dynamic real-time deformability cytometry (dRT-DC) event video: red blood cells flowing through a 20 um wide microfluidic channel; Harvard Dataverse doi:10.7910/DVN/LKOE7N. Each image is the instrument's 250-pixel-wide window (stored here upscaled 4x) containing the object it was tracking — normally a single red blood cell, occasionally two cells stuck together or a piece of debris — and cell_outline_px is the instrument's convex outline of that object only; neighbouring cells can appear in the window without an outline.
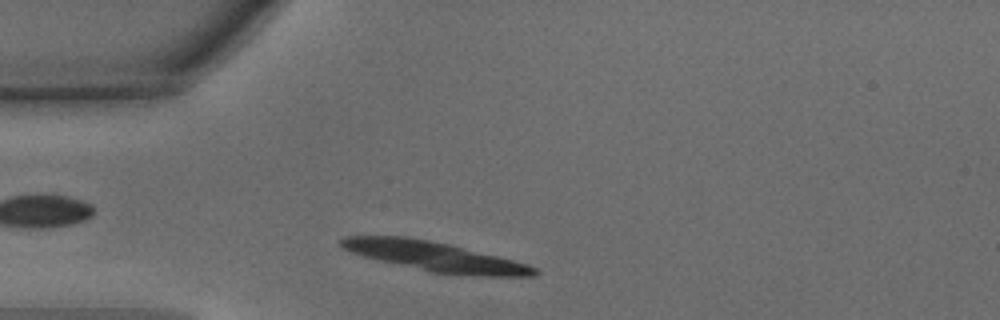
{"species": "common noctule bat (a hibernating species)", "species_latin": "Nyctalus noctula", "temperature_condition": "warm", "stored_images_in_passage": 5, "camera_frame_rate_fps": 3000, "um_per_image_px": 0.085, "animal": {"sex": "male", "body_mass_g": 15.6}, "frame": {"image": 1, "passage_image": 3, "time_ms": 0.667, "image_size_px": [1000, 320], "cell_outline_px": [[540, 272], [532, 276], [472, 276], [428, 272], [364, 256], [352, 252], [344, 248], [336, 240], [344, 236], [404, 236], [452, 244], [528, 264], [536, 268]], "centroid_in_image_um": [36.97, 21.8], "position_along_channel_um": 48.0, "area_um2": 33.29}}